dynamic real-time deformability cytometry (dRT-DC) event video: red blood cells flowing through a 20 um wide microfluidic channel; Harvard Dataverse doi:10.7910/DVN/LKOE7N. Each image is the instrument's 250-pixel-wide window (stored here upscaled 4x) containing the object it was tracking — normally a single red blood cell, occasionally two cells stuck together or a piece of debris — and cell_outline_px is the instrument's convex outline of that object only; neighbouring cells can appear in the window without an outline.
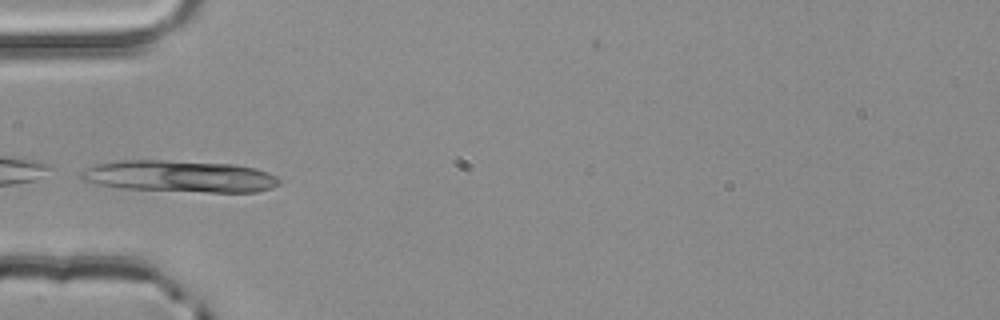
{"species": "common noctule bat (a hibernating species)", "species_latin": "Nyctalus noctula", "temperature_condition": "room temperature", "stored_images_in_passage": 3, "camera_frame_rate_fps": 3000, "um_per_image_px": 0.085, "animal": {"sex": "male", "body_mass_g": 20.4}, "frame": {"image": 1, "passage_image": 3, "time_ms": 0.667, "image_size_px": [1000, 320], "cell_outline_px": [[280, 184], [272, 188], [256, 192], [208, 192], [120, 188], [100, 184], [84, 180], [80, 176], [80, 172], [96, 164], [120, 160], [164, 160], [232, 164], [256, 168], [268, 172], [276, 176], [280, 180]], "centroid_in_image_um": [15.32, 14.98], "position_along_channel_um": 69.7, "area_um2": 36.47}}